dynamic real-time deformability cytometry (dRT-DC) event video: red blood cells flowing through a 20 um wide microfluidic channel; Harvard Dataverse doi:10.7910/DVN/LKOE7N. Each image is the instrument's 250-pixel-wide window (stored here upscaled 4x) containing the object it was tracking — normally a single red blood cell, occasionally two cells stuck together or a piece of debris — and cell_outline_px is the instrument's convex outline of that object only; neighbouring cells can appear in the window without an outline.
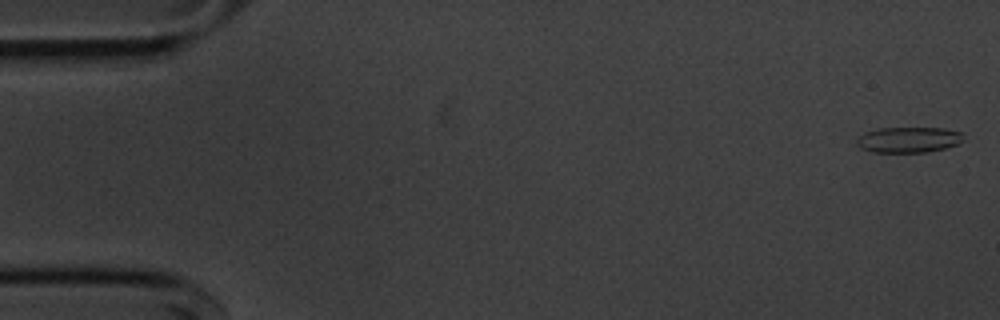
{"species": "common noctule bat (a hibernating species)", "species_latin": "Nyctalus noctula", "temperature_condition": "cold", "stored_images_in_passage": 54, "camera_frame_rate_fps": 3000, "um_per_image_px": 0.085, "animal": {"sex": "male", "body_mass_g": 20.1, "forearm_length_mm": 53.5}, "frame": {"image": 1, "passage_image": 1, "time_ms": 0.0, "image_size_px": [1000, 320], "cell_outline_px": [[964, 140], [956, 144], [944, 148], [928, 152], [872, 152], [860, 148], [856, 144], [856, 140], [864, 132], [880, 128], [944, 128], [964, 132]], "centroid_in_image_um": [77.24, 11.87], "position_along_channel_um": 7.8, "area_um2": 16.07}}
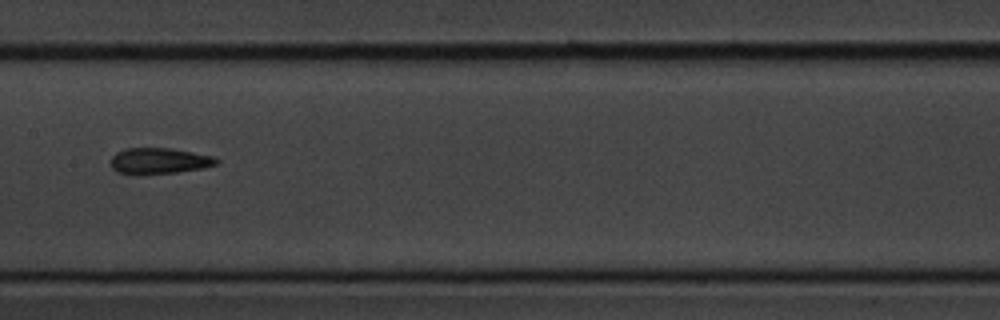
{"frame": {"image": 2, "passage_image": 27, "time_ms": 8.667, "image_size_px": [1000, 320], "cell_outline_px": [[220, 164], [204, 168], [176, 172], [136, 176], [116, 172], [112, 168], [112, 156], [116, 152], [124, 148], [172, 148], [216, 156], [220, 160]], "centroid_in_image_um": [13.56, 13.69], "position_along_channel_um": 193.8, "area_um2": 16.59}}
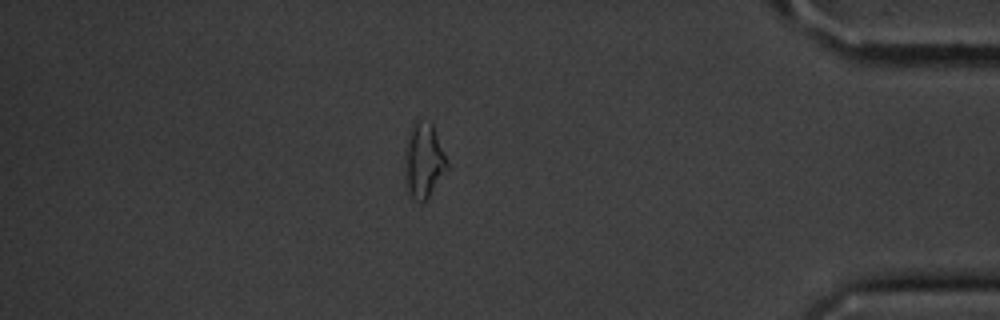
{"frame": {"image": 3, "passage_image": 47, "time_ms": 15.333, "image_size_px": [1000, 320], "cell_outline_px": [[448, 168], [428, 196], [424, 200], [420, 200], [412, 196], [408, 192], [404, 184], [404, 148], [408, 132], [412, 124], [416, 120], [420, 120], [432, 124], [448, 164]], "centroid_in_image_um": [35.95, 13.62], "position_along_channel_um": 399.2, "area_um2": 18.32}, "authors_computed_cell_mechanics": {"area_um2": 16.3574, "velocity_mm_per_s": 3.6426, "shape_relaxation_time_tau1_ms": 4.8009, "shape_relaxation_time_tau2_ms": 2.3427, "deformation_change_tau1": 0.1536, "deformation_change_tau2": 0.121}}